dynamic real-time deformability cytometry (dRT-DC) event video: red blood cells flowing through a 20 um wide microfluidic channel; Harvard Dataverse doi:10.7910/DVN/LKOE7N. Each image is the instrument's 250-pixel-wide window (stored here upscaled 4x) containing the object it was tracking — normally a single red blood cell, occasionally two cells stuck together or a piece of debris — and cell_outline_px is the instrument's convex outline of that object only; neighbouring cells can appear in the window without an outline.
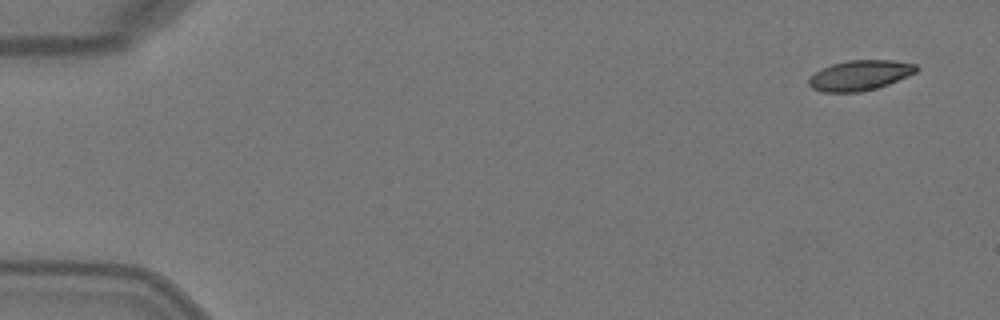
{"species": "Egyptian fruit bat (a non-hibernating species)", "species_latin": "Rousettus aegyptiacus", "temperature_condition": "warm", "stored_images_in_passage": 6, "camera_frame_rate_fps": 3000, "um_per_image_px": 0.085, "animal": {"sex": "female"}, "frame": {"image": 1, "passage_image": 1, "time_ms": 0.0, "image_size_px": [1000, 320], "cell_outline_px": [[920, 68], [916, 72], [888, 84], [876, 88], [860, 92], [824, 92], [812, 88], [808, 84], [808, 80], [820, 68], [832, 64], [848, 60], [892, 60], [916, 64]], "centroid_in_image_um": [73.09, 6.39], "position_along_channel_um": 11.9, "area_um2": 18.84}}
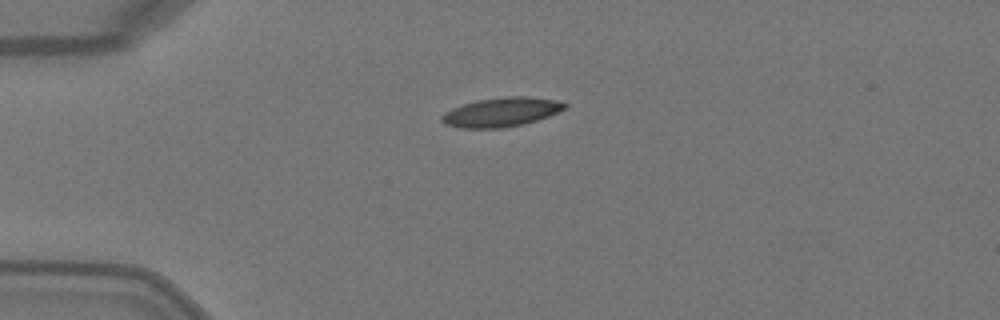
{"frame": {"image": 2, "passage_image": 4, "time_ms": 1.0, "image_size_px": [1000, 320], "cell_outline_px": [[568, 104], [564, 108], [548, 116], [524, 124], [504, 128], [460, 128], [444, 124], [440, 120], [440, 116], [444, 112], [452, 108], [476, 100], [504, 96], [524, 96], [560, 100]], "centroid_in_image_um": [42.58, 9.53], "position_along_channel_um": 42.4, "area_um2": 21.04}}
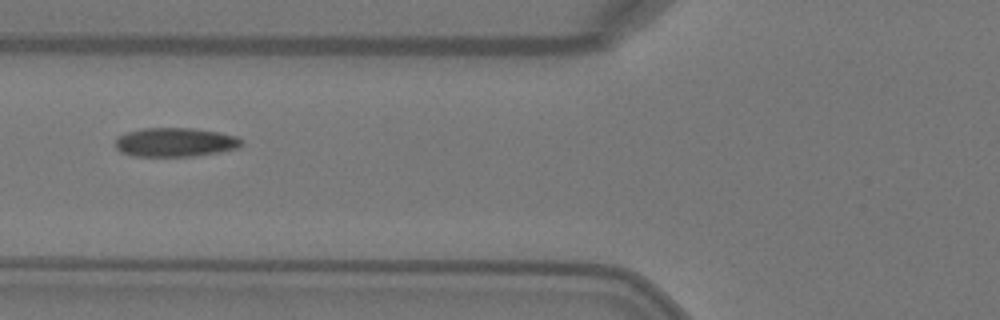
{"frame": {"image": 3, "passage_image": 6, "time_ms": 1.667, "image_size_px": [1000, 320], "cell_outline_px": [[240, 144], [236, 148], [220, 152], [192, 156], [132, 156], [120, 152], [116, 148], [116, 140], [120, 136], [128, 132], [144, 128], [192, 128], [220, 132], [236, 136], [240, 140]], "centroid_in_image_um": [14.87, 12.09], "position_along_channel_um": 110.9, "area_um2": 21.1}}